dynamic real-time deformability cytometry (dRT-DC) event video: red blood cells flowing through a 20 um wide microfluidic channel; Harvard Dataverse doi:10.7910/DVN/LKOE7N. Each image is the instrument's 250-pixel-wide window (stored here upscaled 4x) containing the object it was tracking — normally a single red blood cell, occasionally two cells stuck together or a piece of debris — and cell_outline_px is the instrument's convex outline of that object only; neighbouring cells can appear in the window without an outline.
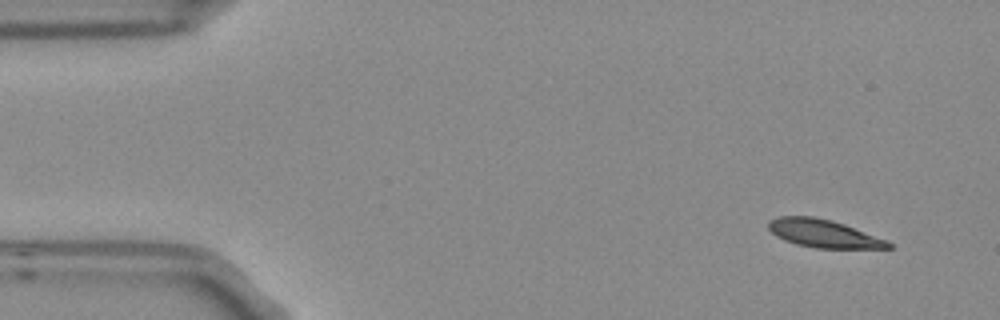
{"species": "Egyptian fruit bat (a non-hibernating species)", "species_latin": "Rousettus aegyptiacus", "temperature_condition": "room temperature", "stored_images_in_passage": 4, "camera_frame_rate_fps": 3000, "um_per_image_px": 0.085, "frame": {"image": 1, "passage_image": 1, "time_ms": 0.0, "image_size_px": [1000, 320], "cell_outline_px": [[892, 248], [816, 248], [796, 244], [784, 240], [776, 236], [768, 228], [768, 220], [780, 216], [812, 216], [832, 220], [844, 224], [888, 240], [892, 244]], "centroid_in_image_um": [69.99, 19.84], "position_along_channel_um": 15.0, "area_um2": 19.54}}
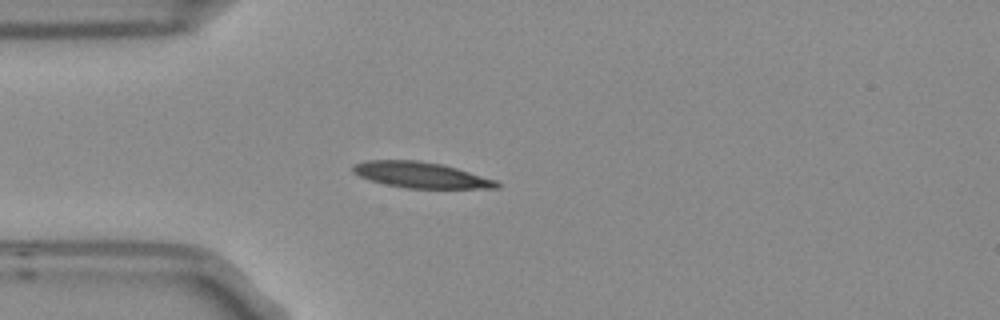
{"frame": {"image": 2, "passage_image": 4, "time_ms": 1.0, "image_size_px": [1000, 320], "cell_outline_px": [[500, 188], [404, 188], [384, 184], [368, 180], [352, 172], [352, 164], [368, 160], [416, 160], [444, 164], [496, 180], [500, 184]], "centroid_in_image_um": [35.74, 14.87], "position_along_channel_um": 49.3, "area_um2": 21.79}}